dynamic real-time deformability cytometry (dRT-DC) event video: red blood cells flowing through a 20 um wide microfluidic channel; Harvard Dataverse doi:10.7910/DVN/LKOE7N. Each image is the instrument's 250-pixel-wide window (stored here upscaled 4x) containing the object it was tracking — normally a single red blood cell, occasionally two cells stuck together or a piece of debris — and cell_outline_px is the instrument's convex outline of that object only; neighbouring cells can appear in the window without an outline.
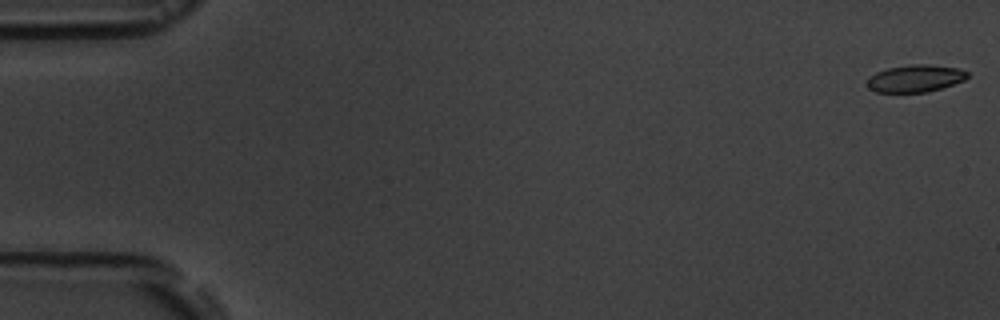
{"species": "common noctule bat (a hibernating species)", "species_latin": "Nyctalus noctula", "temperature_condition": "room temperature", "stored_images_in_passage": 5, "camera_frame_rate_fps": 3000, "um_per_image_px": 0.085, "animal": {"sex": "male", "body_mass_g": 19.5, "forearm_length_mm": 54.6}, "frame": {"image": 1, "passage_image": 1, "time_ms": 0.0, "image_size_px": [1000, 320], "cell_outline_px": [[968, 76], [964, 80], [928, 92], [876, 92], [868, 88], [868, 76], [876, 72], [888, 68], [912, 64], [928, 64], [956, 68], [968, 72]], "centroid_in_image_um": [77.77, 6.66], "position_along_channel_um": 7.2, "area_um2": 15.78}}
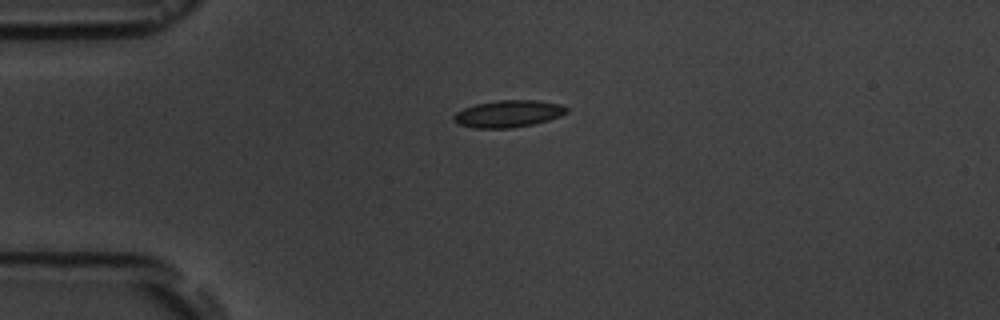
{"frame": {"image": 2, "passage_image": 4, "time_ms": 4.333, "image_size_px": [1000, 320], "cell_outline_px": [[568, 112], [560, 116], [548, 120], [532, 124], [512, 128], [476, 128], [460, 124], [452, 120], [452, 116], [456, 112], [464, 108], [476, 104], [496, 100], [536, 100], [560, 104], [568, 108]], "centroid_in_image_um": [43.2, 9.66], "position_along_channel_um": 41.8, "area_um2": 17.74}}